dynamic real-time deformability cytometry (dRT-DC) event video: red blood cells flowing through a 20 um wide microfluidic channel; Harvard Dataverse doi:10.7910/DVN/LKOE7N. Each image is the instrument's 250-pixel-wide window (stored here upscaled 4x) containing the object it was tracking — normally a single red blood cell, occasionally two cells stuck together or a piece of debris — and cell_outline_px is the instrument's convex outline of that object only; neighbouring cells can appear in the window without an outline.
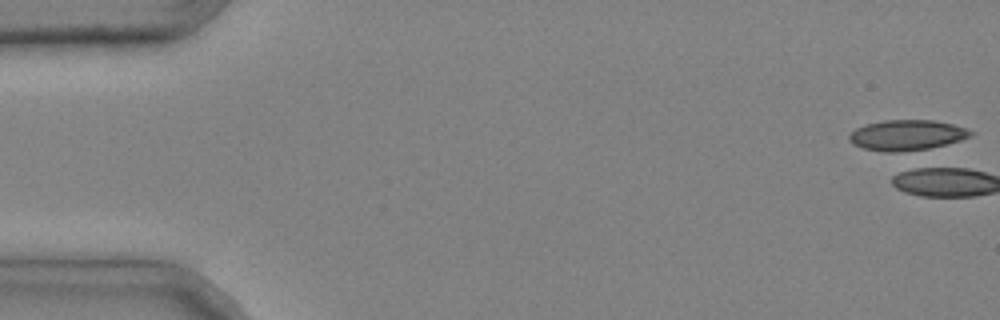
{"species": "common noctule bat (a hibernating species)", "species_latin": "Nyctalus noctula", "temperature_condition": "cold", "stored_images_in_passage": 5, "camera_frame_rate_fps": 3000, "um_per_image_px": 0.085, "animal": {"sex": "male", "body_mass_g": 20.4}, "frame": {"image": 1, "passage_image": 1, "time_ms": 0.0, "image_size_px": [1000, 320], "cell_outline_px": [[976, 132], [972, 136], [960, 140], [920, 152], [884, 152], [864, 148], [852, 144], [848, 140], [848, 136], [856, 128], [868, 124], [884, 120], [932, 120], [952, 124], [968, 128]], "centroid_in_image_um": [77.13, 11.51], "position_along_channel_um": 7.9, "area_um2": 22.02}}
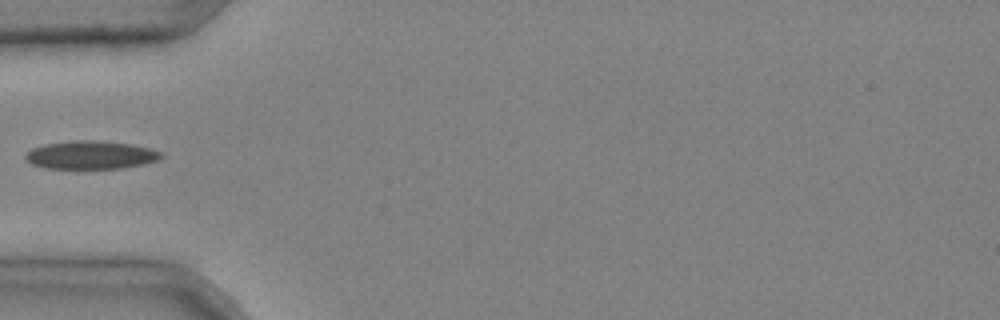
{"frame": {"image": 2, "passage_image": 5, "time_ms": 1.333, "image_size_px": [1000, 320], "cell_outline_px": [[164, 156], [160, 160], [144, 164], [124, 168], [44, 168], [32, 164], [24, 160], [24, 152], [32, 148], [44, 144], [72, 140], [100, 140], [132, 144], [152, 148], [160, 152]], "centroid_in_image_um": [7.71, 13.16], "position_along_channel_um": 77.3, "area_um2": 22.72}}